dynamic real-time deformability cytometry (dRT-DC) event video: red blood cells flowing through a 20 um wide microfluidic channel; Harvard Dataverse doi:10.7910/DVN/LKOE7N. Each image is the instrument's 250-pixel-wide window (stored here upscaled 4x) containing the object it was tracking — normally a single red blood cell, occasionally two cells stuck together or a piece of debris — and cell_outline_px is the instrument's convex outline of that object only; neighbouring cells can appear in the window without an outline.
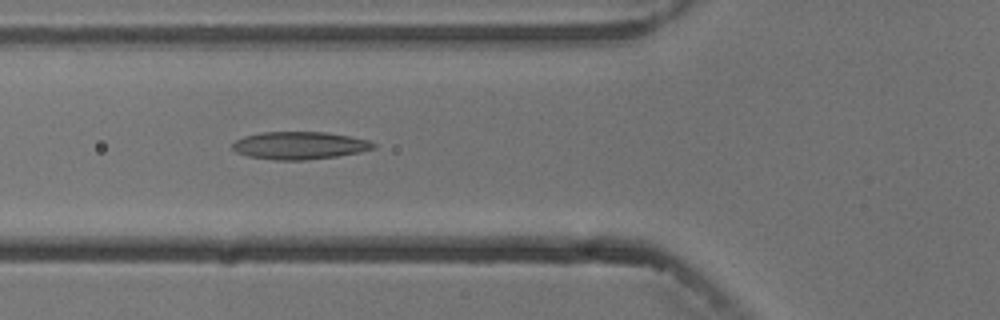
{"species": "common noctule bat (a hibernating species)", "species_latin": "Nyctalus noctula", "temperature_condition": "cold", "stored_images_in_passage": 5, "camera_frame_rate_fps": 3000, "um_per_image_px": 0.085, "animal": {"sex": "male", "body_mass_g": 13.3}, "frame": {"image": 1, "passage_image": 5, "time_ms": 4.667, "image_size_px": [1000, 320], "cell_outline_px": [[376, 148], [360, 152], [336, 156], [304, 160], [276, 160], [248, 156], [236, 152], [232, 148], [232, 144], [236, 140], [244, 136], [260, 132], [324, 132], [348, 136], [368, 140], [376, 144]], "centroid_in_image_um": [25.45, 12.36], "position_along_channel_um": 100.4, "area_um2": 22.6}}